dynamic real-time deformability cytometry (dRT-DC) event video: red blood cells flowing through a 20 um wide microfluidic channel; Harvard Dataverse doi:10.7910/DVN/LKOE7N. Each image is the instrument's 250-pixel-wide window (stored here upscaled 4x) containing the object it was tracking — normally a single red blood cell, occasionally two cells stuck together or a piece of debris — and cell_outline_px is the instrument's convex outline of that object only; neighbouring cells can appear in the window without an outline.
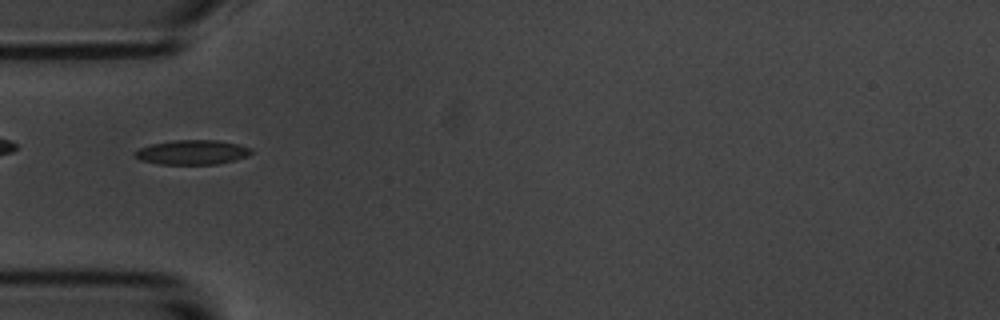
{"species": "common noctule bat (a hibernating species)", "species_latin": "Nyctalus noctula", "temperature_condition": "room temperature", "stored_images_in_passage": 56, "camera_frame_rate_fps": 3000, "um_per_image_px": 0.085, "animal": {"sex": "male", "body_mass_g": 20.1, "forearm_length_mm": 53.5}, "frame": {"image": 1, "passage_image": 17, "time_ms": 5.333, "image_size_px": [1000, 320], "cell_outline_px": [[252, 152], [248, 156], [236, 160], [216, 164], [160, 164], [140, 160], [132, 152], [140, 148], [152, 144], [172, 140], [216, 140], [236, 144], [252, 148]], "centroid_in_image_um": [16.34, 12.94], "position_along_channel_um": 68.7, "area_um2": 16.59}}
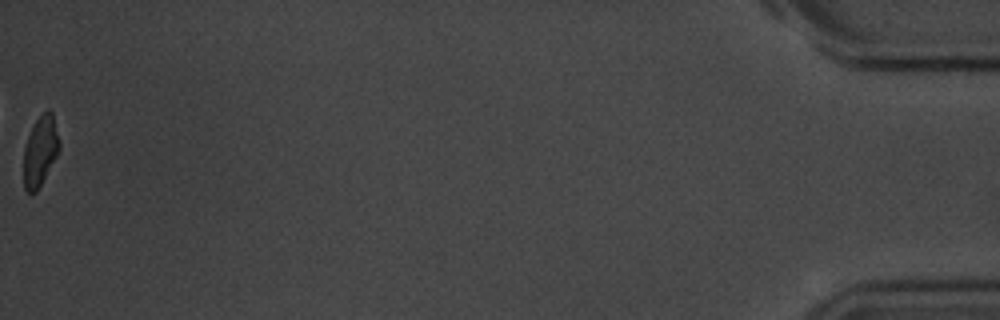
{"frame": {"image": 2, "passage_image": 56, "time_ms": 18.333, "image_size_px": [1000, 320], "cell_outline_px": [[60, 148], [56, 156], [36, 192], [28, 192], [24, 188], [24, 148], [28, 136], [36, 120], [48, 108], [52, 112], [60, 144]], "centroid_in_image_um": [3.42, 12.82], "position_along_channel_um": 431.8, "area_um2": 14.16}, "authors_computed_cell_mechanics": {"area_um2": 15.9817, "velocity_mm_per_s": 3.5563, "shape_relaxation_time_tau1_ms": 2.6029, "shape_relaxation_time_tau2_ms": 2.4402, "deformation_change_tau1": 0.1464, "deformation_change_tau2": 0.0858}}